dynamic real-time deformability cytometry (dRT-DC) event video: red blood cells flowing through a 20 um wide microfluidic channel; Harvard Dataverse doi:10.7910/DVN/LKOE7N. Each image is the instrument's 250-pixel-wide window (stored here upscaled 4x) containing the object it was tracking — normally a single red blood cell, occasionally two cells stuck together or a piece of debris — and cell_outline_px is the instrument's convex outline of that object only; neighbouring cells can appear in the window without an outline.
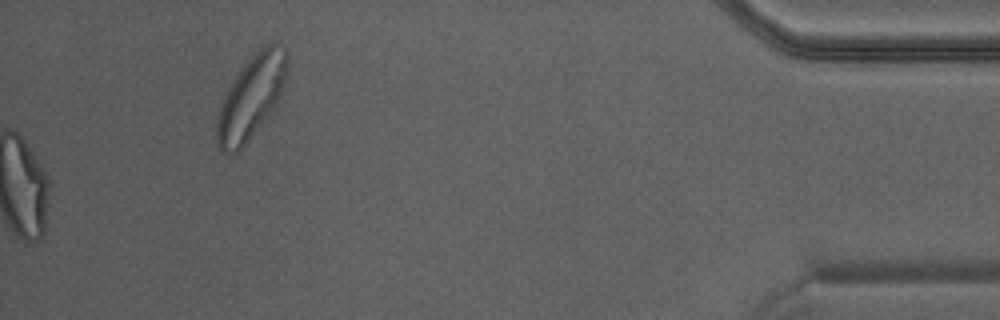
{"species": "Egyptian fruit bat (a non-hibernating species)", "species_latin": "Rousettus aegyptiacus", "temperature_condition": "warm", "stored_images_in_passage": 39, "camera_frame_rate_fps": 3000, "um_per_image_px": 0.085, "animal": {"sex": "male"}, "frame": {"image": 1, "passage_image": 39, "time_ms": 12.667, "image_size_px": [1000, 320], "cell_outline_px": [[288, 68], [284, 84], [280, 96], [276, 104], [240, 152], [232, 156], [220, 152], [216, 144], [216, 120], [224, 96], [232, 80], [248, 56], [272, 40], [280, 40], [288, 52]], "centroid_in_image_um": [21.36, 8.22], "position_along_channel_um": 413.8, "area_um2": 35.03}}